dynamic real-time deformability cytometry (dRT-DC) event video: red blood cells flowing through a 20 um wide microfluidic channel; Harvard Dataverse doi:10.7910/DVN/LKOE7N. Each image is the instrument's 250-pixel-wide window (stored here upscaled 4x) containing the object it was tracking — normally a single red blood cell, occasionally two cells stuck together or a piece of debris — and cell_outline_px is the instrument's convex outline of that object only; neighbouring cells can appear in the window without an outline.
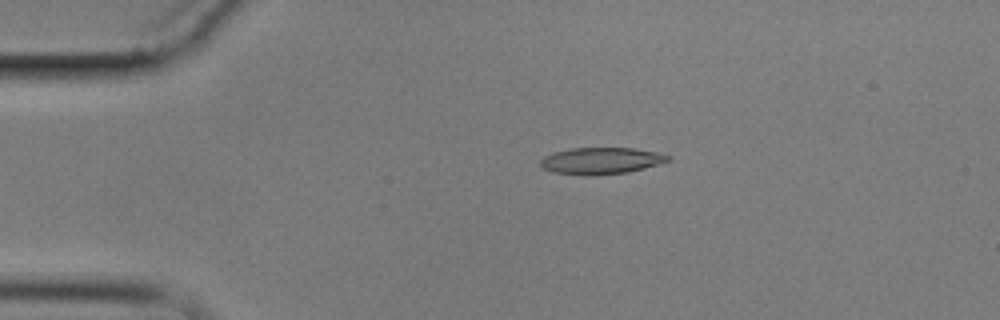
{"species": "common noctule bat (a hibernating species)", "species_latin": "Nyctalus noctula", "temperature_condition": "cold", "stored_images_in_passage": 3, "camera_frame_rate_fps": 3000, "um_per_image_px": 0.085, "animal": {"sex": "male", "body_mass_g": 17.9}, "frame": {"image": 1, "passage_image": 2, "time_ms": 1.333, "image_size_px": [1000, 320], "cell_outline_px": [[672, 160], [644, 168], [628, 172], [552, 172], [544, 168], [540, 164], [540, 160], [544, 156], [552, 152], [572, 148], [632, 148], [656, 152], [672, 156]], "centroid_in_image_um": [51.15, 13.6], "position_along_channel_um": 33.9, "area_um2": 18.79}}